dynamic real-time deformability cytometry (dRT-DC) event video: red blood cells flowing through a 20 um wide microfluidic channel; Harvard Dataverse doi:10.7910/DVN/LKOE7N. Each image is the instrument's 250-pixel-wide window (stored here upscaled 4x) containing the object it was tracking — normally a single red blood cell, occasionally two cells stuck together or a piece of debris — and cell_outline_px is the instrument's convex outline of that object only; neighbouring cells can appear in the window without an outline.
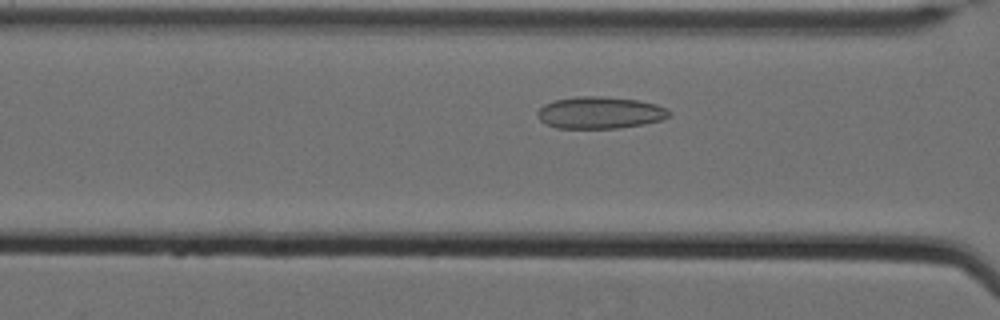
{"species": "Egyptian fruit bat (a non-hibernating species)", "species_latin": "Rousettus aegyptiacus", "temperature_condition": "cold", "stored_images_in_passage": 43, "camera_frame_rate_fps": 3000, "um_per_image_px": 0.085, "animal": {"sex": "female"}, "frame": {"image": 1, "passage_image": 15, "time_ms": 4.667, "image_size_px": [1000, 320], "cell_outline_px": [[672, 112], [668, 116], [660, 120], [644, 124], [620, 128], [556, 128], [544, 124], [536, 116], [536, 112], [544, 104], [552, 100], [576, 96], [600, 96], [636, 100], [656, 104], [668, 108]], "centroid_in_image_um": [50.95, 9.58], "position_along_channel_um": 115.6, "area_um2": 24.74}}
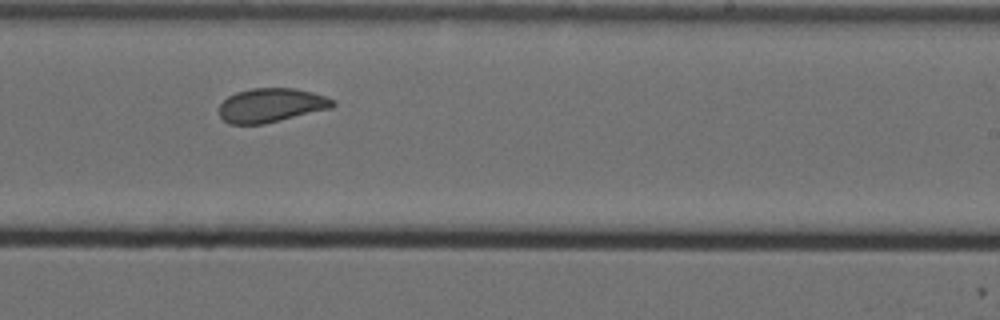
{"frame": {"image": 2, "passage_image": 28, "time_ms": 9.0, "image_size_px": [1000, 320], "cell_outline_px": [[336, 104], [332, 108], [264, 124], [228, 124], [220, 116], [220, 104], [228, 96], [236, 92], [252, 88], [292, 88], [312, 92], [336, 100]], "centroid_in_image_um": [23.06, 8.95], "position_along_channel_um": 265.9, "area_um2": 22.54}}
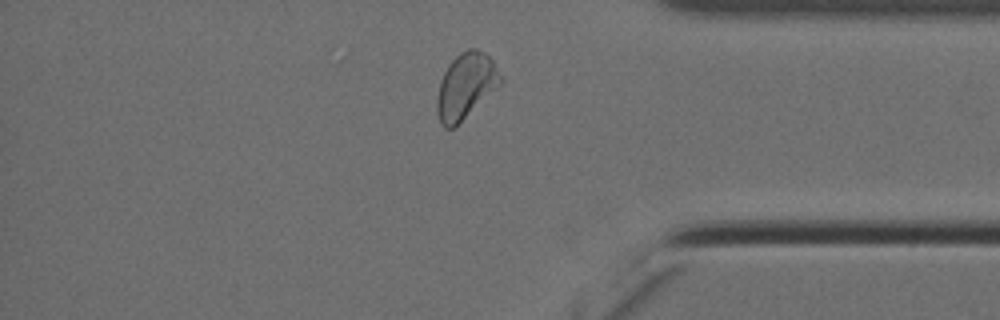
{"frame": {"image": 3, "passage_image": 40, "time_ms": 13.0, "image_size_px": [1000, 320], "cell_outline_px": [[504, 80], [456, 128], [444, 128], [440, 120], [436, 108], [436, 100], [440, 80], [448, 64], [460, 52], [468, 48], [476, 48], [484, 52], [492, 60]], "centroid_in_image_um": [39.58, 7.32], "position_along_channel_um": 395.6, "area_um2": 24.39}}